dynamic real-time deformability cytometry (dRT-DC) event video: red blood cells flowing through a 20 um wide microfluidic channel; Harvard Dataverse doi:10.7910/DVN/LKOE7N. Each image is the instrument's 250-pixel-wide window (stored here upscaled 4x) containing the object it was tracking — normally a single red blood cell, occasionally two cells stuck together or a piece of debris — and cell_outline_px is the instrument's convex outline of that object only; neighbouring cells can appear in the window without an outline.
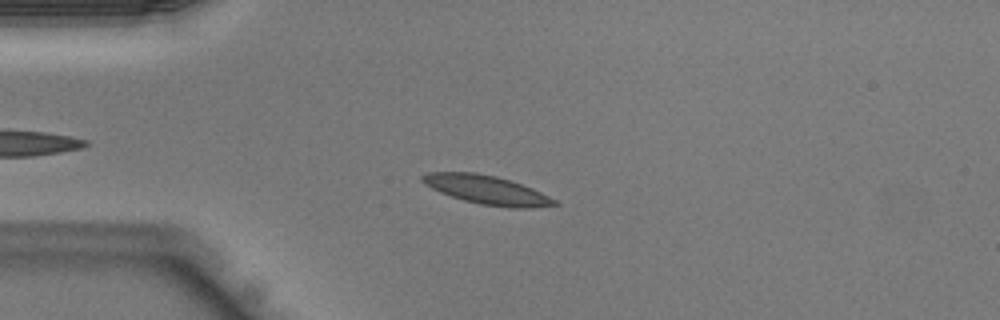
{"species": "Egyptian fruit bat (a non-hibernating species)", "species_latin": "Rousettus aegyptiacus", "temperature_condition": "warm", "stored_images_in_passage": 27, "camera_frame_rate_fps": 3000, "um_per_image_px": 0.085, "animal": {"sex": "male"}, "frame": {"image": 1, "passage_image": 4, "time_ms": 1.0, "image_size_px": [1000, 320], "cell_outline_px": [[560, 204], [532, 208], [508, 208], [480, 204], [464, 200], [440, 192], [424, 184], [420, 180], [420, 176], [428, 172], [476, 172], [496, 176], [532, 188], [556, 200]], "centroid_in_image_um": [41.36, 16.14], "position_along_channel_um": 43.6, "area_um2": 22.08}}
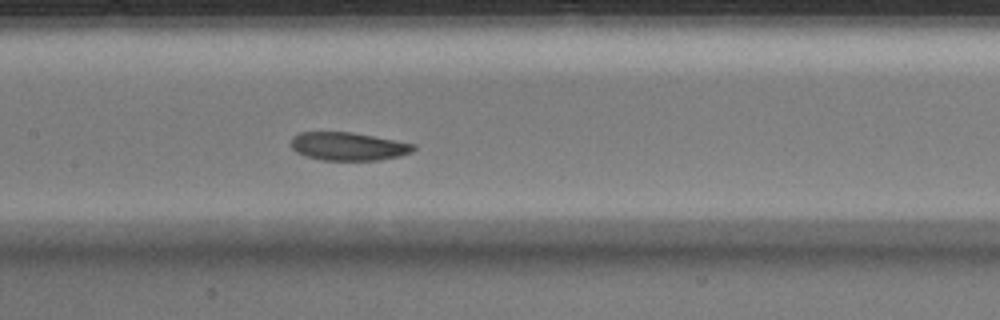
{"frame": {"image": 2, "passage_image": 14, "time_ms": 4.333, "image_size_px": [1000, 320], "cell_outline_px": [[416, 148], [412, 152], [400, 156], [380, 160], [320, 160], [304, 156], [296, 152], [292, 148], [292, 136], [300, 132], [352, 132], [416, 144]], "centroid_in_image_um": [29.6, 12.44], "position_along_channel_um": 177.8, "area_um2": 20.23}}
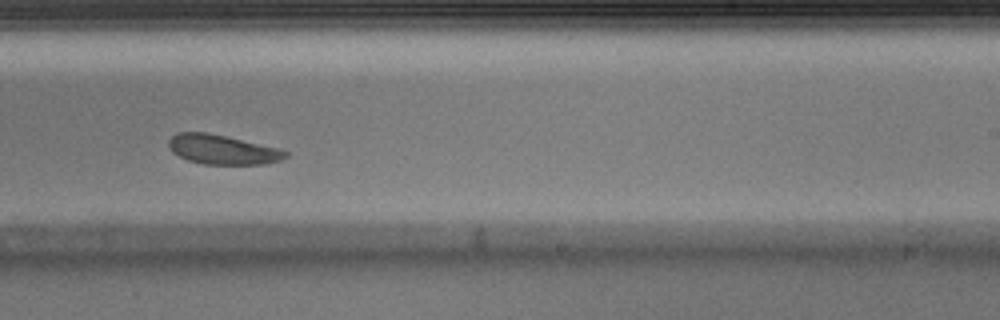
{"frame": {"image": 3, "passage_image": 20, "time_ms": 6.333, "image_size_px": [1000, 320], "cell_outline_px": [[288, 156], [280, 160], [264, 164], [204, 164], [188, 160], [172, 152], [168, 148], [168, 140], [176, 132], [208, 132], [276, 148], [288, 152]], "centroid_in_image_um": [18.85, 12.71], "position_along_channel_um": 270.2, "area_um2": 19.88}}